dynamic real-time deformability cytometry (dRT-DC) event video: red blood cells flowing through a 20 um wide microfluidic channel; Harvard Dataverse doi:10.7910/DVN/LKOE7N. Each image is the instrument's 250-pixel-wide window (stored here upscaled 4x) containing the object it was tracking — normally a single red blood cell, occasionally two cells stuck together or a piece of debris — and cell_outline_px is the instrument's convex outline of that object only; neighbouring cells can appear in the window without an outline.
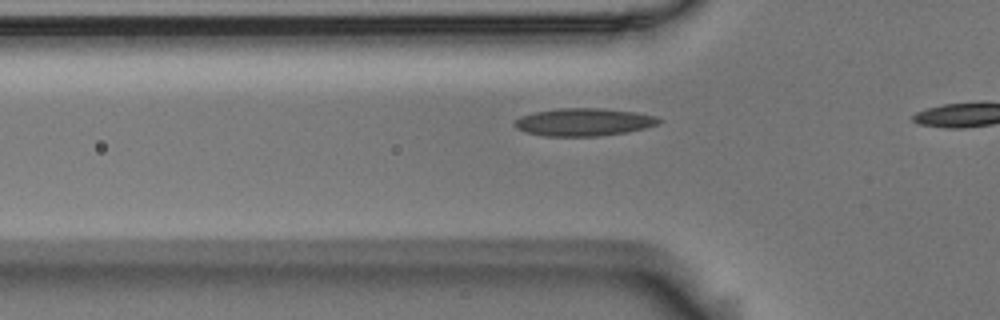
{"species": "Egyptian fruit bat (a non-hibernating species)", "species_latin": "Rousettus aegyptiacus", "temperature_condition": "room temperature", "stored_images_in_passage": 10, "camera_frame_rate_fps": 3000, "um_per_image_px": 0.085, "animal": {"sex": "male"}, "frame": {"image": 1, "passage_image": 4, "time_ms": 1.0, "image_size_px": [1000, 320], "cell_outline_px": [[664, 120], [656, 124], [644, 128], [628, 132], [600, 136], [544, 136], [524, 132], [516, 128], [512, 124], [520, 116], [536, 112], [556, 108], [604, 108], [636, 112], [656, 116]], "centroid_in_image_um": [49.61, 10.37], "position_along_channel_um": 76.2, "area_um2": 23.47}}
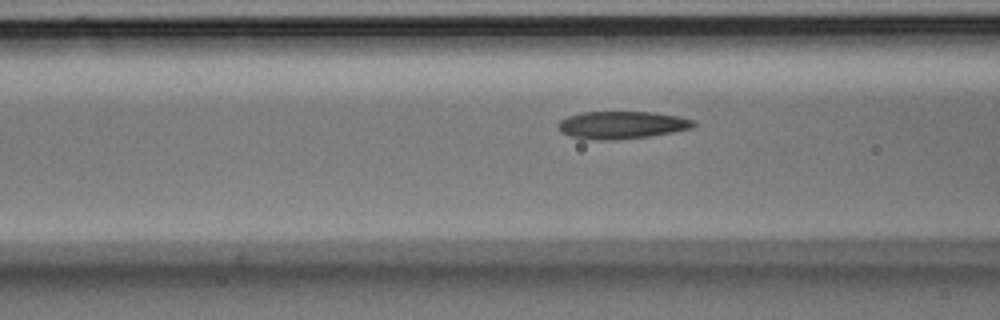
{"frame": {"image": 2, "passage_image": 7, "time_ms": 2.0, "image_size_px": [1000, 320], "cell_outline_px": [[696, 124], [692, 128], [672, 132], [648, 136], [612, 140], [592, 140], [568, 136], [560, 132], [556, 128], [556, 124], [560, 120], [568, 116], [584, 112], [656, 112], [696, 120]], "centroid_in_image_um": [52.8, 10.62], "position_along_channel_um": 113.8, "area_um2": 21.91}}